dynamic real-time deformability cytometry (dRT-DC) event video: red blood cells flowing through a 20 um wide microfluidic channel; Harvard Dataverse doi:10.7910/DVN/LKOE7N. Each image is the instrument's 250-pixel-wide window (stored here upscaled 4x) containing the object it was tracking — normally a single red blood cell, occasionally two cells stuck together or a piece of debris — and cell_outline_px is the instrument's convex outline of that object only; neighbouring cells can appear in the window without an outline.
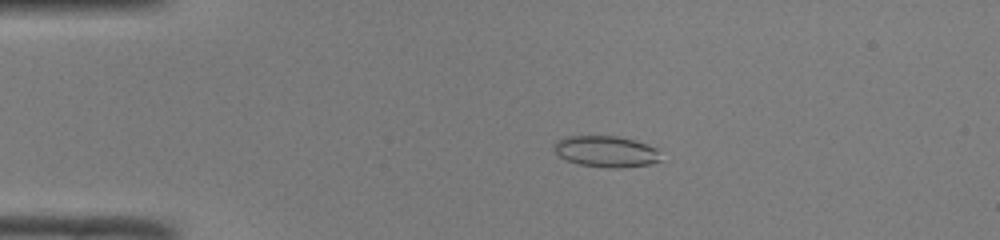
{"species": "common noctule bat (a hibernating species)", "species_latin": "Nyctalus noctula", "temperature_condition": "room temperature", "stored_images_in_passage": 50, "camera_frame_rate_fps": 3000, "um_per_image_px": 0.085, "animal": {"sex": "male", "body_mass_g": 19.0, "forearm_length_mm": 50.8}, "frame": {"image": 1, "passage_image": 11, "time_ms": 3.333, "image_size_px": [1000, 240], "cell_outline_px": [[660, 160], [652, 164], [620, 168], [608, 168], [580, 164], [568, 160], [560, 156], [552, 148], [556, 140], [568, 136], [616, 136], [636, 140], [656, 148]], "centroid_in_image_um": [51.51, 12.87], "position_along_channel_um": 33.5, "area_um2": 19.36}}
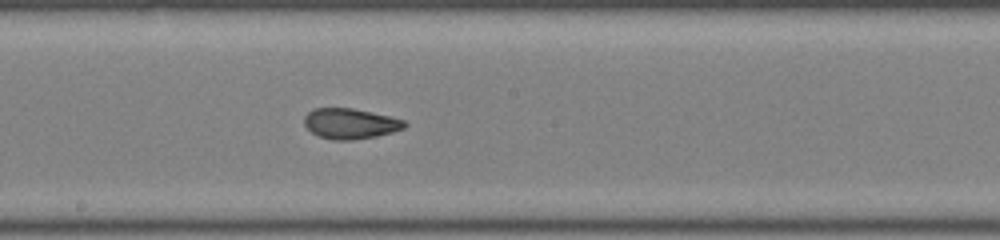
{"frame": {"image": 2, "passage_image": 28, "time_ms": 9.0, "image_size_px": [1000, 240], "cell_outline_px": [[408, 124], [404, 128], [392, 132], [376, 136], [352, 140], [332, 140], [320, 136], [312, 132], [304, 124], [304, 116], [312, 108], [352, 108], [388, 116], [404, 120]], "centroid_in_image_um": [29.76, 10.5], "position_along_channel_um": 218.4, "area_um2": 17.69}}
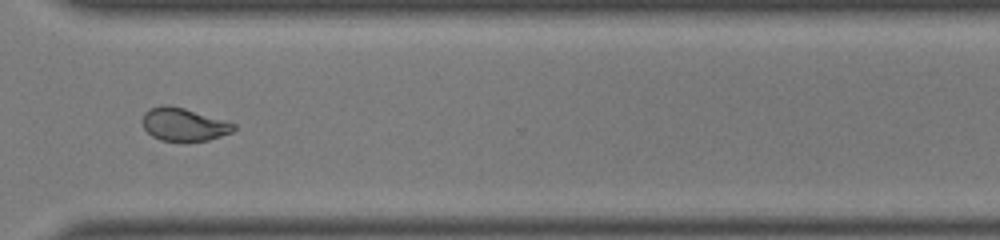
{"frame": {"image": 3, "passage_image": 38, "time_ms": 12.333, "image_size_px": [1000, 240], "cell_outline_px": [[236, 128], [232, 132], [208, 140], [160, 140], [152, 136], [144, 128], [144, 112], [148, 108], [160, 104], [168, 104], [184, 108], [236, 124]], "centroid_in_image_um": [15.6, 10.55], "position_along_channel_um": 355.0, "area_um2": 17.28}, "authors_computed_cell_mechanics": {"area_um2": 18.9295, "velocity_mm_per_s": 4.074, "shape_relaxation_time_tau1_ms": null, "shape_relaxation_time_tau2_ms": 1.4813, "deformation_change_tau1": null, "deformation_change_tau2": 0.0686}}